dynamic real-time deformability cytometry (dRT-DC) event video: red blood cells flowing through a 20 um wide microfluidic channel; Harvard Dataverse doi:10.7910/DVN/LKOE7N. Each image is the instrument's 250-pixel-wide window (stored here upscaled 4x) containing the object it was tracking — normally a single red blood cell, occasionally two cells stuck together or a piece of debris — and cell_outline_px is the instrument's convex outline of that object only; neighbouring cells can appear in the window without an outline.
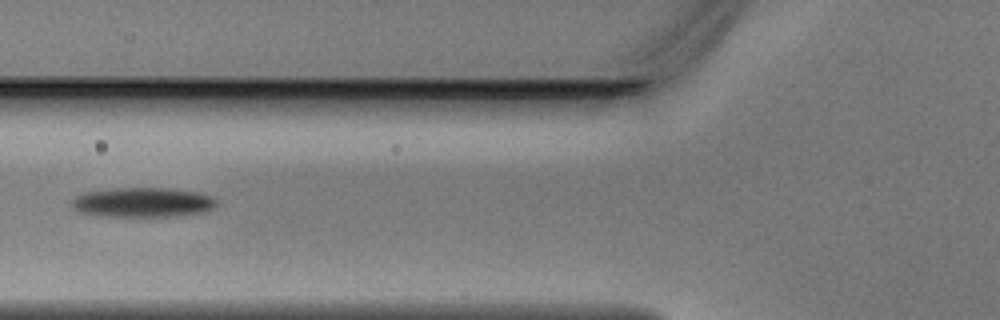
{"species": "Egyptian fruit bat (a non-hibernating species)", "species_latin": "Rousettus aegyptiacus", "temperature_condition": "warm", "stored_images_in_passage": 4, "camera_frame_rate_fps": 3000, "um_per_image_px": 0.085, "animal": {"sex": "male"}, "frame": {"image": 1, "passage_image": 4, "time_ms": 1.0, "image_size_px": [1000, 320], "cell_outline_px": [[216, 204], [212, 208], [204, 212], [176, 216], [104, 216], [80, 212], [72, 204], [72, 200], [76, 196], [84, 192], [112, 188], [172, 188], [196, 192], [212, 196], [216, 200]], "centroid_in_image_um": [12.15, 17.19], "position_along_channel_um": 113.7, "area_um2": 24.91}}